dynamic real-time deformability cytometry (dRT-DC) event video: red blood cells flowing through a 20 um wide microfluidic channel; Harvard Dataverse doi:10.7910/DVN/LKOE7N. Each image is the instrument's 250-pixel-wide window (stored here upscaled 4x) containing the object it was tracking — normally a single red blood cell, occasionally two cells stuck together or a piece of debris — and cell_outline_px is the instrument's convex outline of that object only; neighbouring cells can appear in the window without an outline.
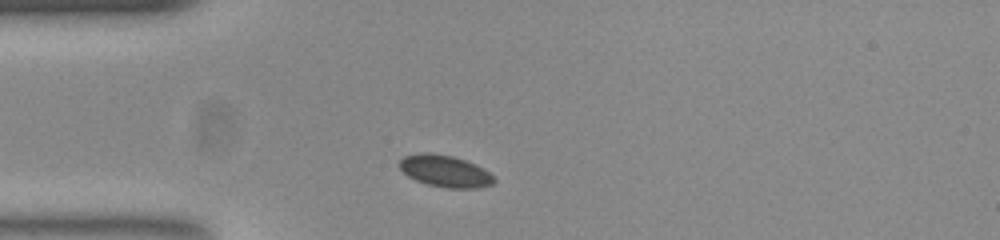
{"species": "common noctule bat (a hibernating species)", "species_latin": "Nyctalus noctula", "temperature_condition": "room temperature", "stored_images_in_passage": 40, "camera_frame_rate_fps": 3000, "um_per_image_px": 0.085, "animal": {"sex": "female", "body_mass_g": 23.0, "forearm_length_mm": 53.4}, "frame": {"image": 1, "passage_image": 1, "time_ms": 0.0, "image_size_px": [1000, 240], "cell_outline_px": [[496, 180], [492, 184], [476, 188], [448, 188], [428, 184], [416, 180], [408, 176], [400, 168], [400, 160], [404, 156], [452, 156], [464, 160], [488, 172]], "centroid_in_image_um": [37.87, 14.61], "position_along_channel_um": 47.1, "area_um2": 16.36}}
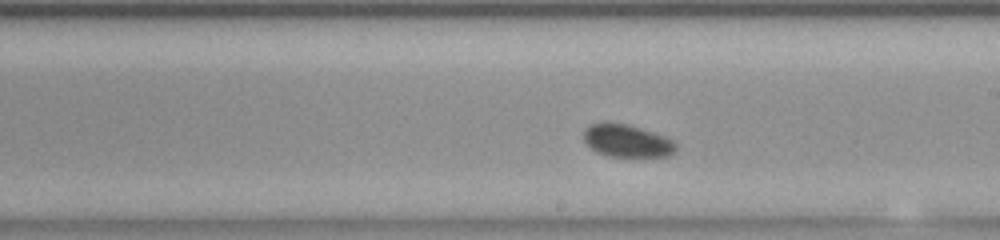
{"frame": {"image": 2, "passage_image": 17, "time_ms": 5.333, "image_size_px": [1000, 240], "cell_outline_px": [[676, 152], [668, 156], [632, 160], [608, 156], [596, 152], [584, 140], [584, 128], [588, 124], [604, 120], [608, 120], [628, 124], [664, 136], [672, 140], [676, 144]], "centroid_in_image_um": [53.28, 12.0], "position_along_channel_um": 235.7, "area_um2": 18.67}}
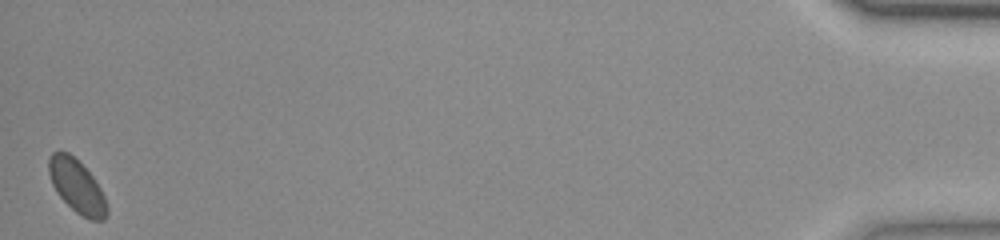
{"frame": {"image": 3, "passage_image": 40, "time_ms": 13.0, "image_size_px": [1000, 240], "cell_outline_px": [[108, 212], [104, 220], [92, 220], [76, 212], [56, 192], [52, 184], [48, 172], [48, 160], [52, 152], [68, 152], [92, 176], [100, 188], [104, 196], [108, 208]], "centroid_in_image_um": [6.53, 15.84], "position_along_channel_um": 428.7, "area_um2": 17.63}}